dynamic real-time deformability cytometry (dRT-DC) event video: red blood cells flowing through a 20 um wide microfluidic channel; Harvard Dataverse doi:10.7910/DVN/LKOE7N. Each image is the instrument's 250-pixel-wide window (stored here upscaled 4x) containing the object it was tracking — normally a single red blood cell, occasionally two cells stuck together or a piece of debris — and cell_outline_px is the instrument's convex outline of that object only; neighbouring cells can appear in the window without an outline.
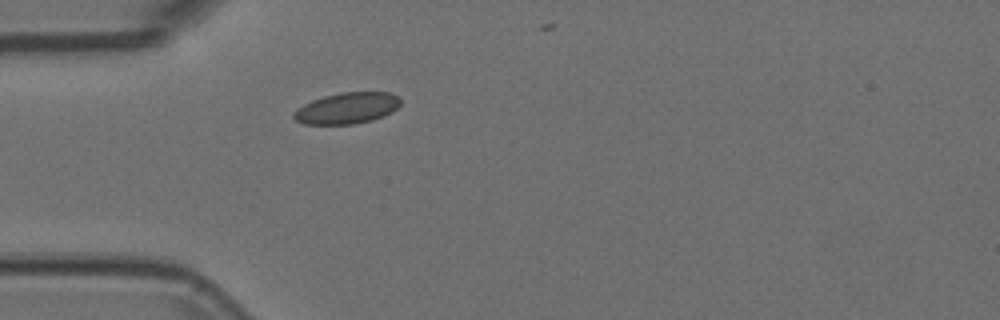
{"species": "Egyptian fruit bat (a non-hibernating species)", "species_latin": "Rousettus aegyptiacus", "temperature_condition": "room temperature", "stored_images_in_passage": 30, "camera_frame_rate_fps": 3000, "um_per_image_px": 0.085, "animal": {"sex": "female"}, "frame": {"image": 1, "passage_image": 1, "time_ms": 0.0, "image_size_px": [1000, 320], "cell_outline_px": [[400, 104], [392, 112], [384, 116], [372, 120], [352, 124], [304, 124], [296, 120], [292, 116], [292, 112], [304, 104], [312, 100], [324, 96], [340, 92], [388, 92], [400, 96]], "centroid_in_image_um": [29.5, 9.19], "position_along_channel_um": 55.5, "area_um2": 19.48}}
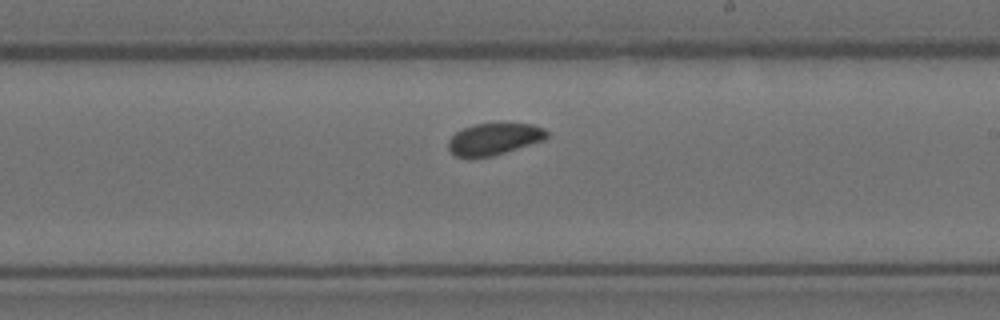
{"frame": {"image": 2, "passage_image": 17, "time_ms": 5.333, "image_size_px": [1000, 320], "cell_outline_px": [[548, 136], [544, 140], [492, 156], [468, 160], [456, 156], [448, 148], [448, 140], [456, 132], [464, 128], [476, 124], [532, 124], [544, 128], [548, 132]], "centroid_in_image_um": [41.97, 11.85], "position_along_channel_um": 247.0, "area_um2": 18.32}}
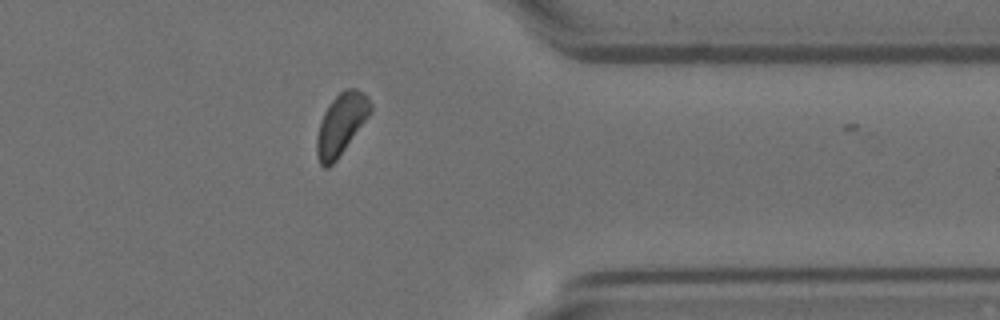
{"frame": {"image": 3, "passage_image": 29, "time_ms": 9.333, "image_size_px": [1000, 320], "cell_outline_px": [[372, 112], [336, 160], [328, 168], [324, 168], [320, 164], [316, 156], [316, 136], [324, 112], [332, 100], [344, 88], [356, 88], [364, 92], [368, 96], [372, 104]], "centroid_in_image_um": [29.0, 10.54], "position_along_channel_um": 382.4, "area_um2": 19.25}}